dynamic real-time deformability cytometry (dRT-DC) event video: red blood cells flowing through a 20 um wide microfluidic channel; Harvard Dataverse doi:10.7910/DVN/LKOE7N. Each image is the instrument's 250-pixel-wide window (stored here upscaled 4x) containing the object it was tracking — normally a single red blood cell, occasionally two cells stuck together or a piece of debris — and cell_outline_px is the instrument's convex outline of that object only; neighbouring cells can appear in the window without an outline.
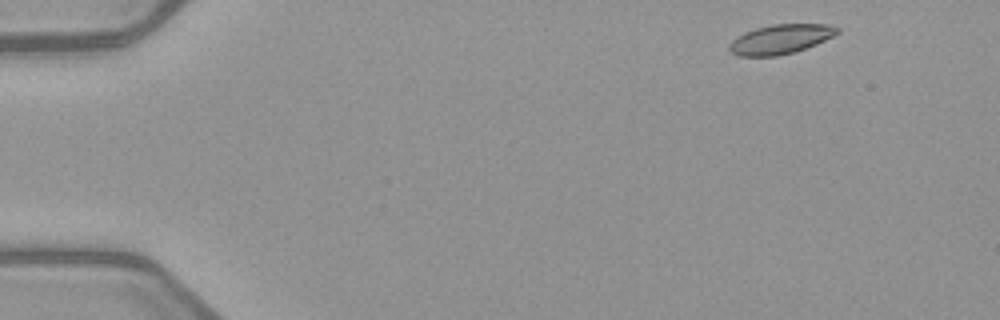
{"species": "common noctule bat (a hibernating species)", "species_latin": "Nyctalus noctula", "temperature_condition": "warm", "stored_images_in_passage": 4, "camera_frame_rate_fps": 3000, "um_per_image_px": 0.085, "animal": {"sex": "female", "body_mass_g": 21.9}, "frame": {"image": 1, "passage_image": 1, "time_ms": 0.0, "image_size_px": [1000, 320], "cell_outline_px": [[840, 32], [816, 44], [792, 52], [776, 56], [736, 56], [728, 48], [728, 44], [736, 36], [744, 32], [756, 28], [772, 24], [828, 24], [840, 28]], "centroid_in_image_um": [66.31, 3.32], "position_along_channel_um": 18.7, "area_um2": 18.5}}
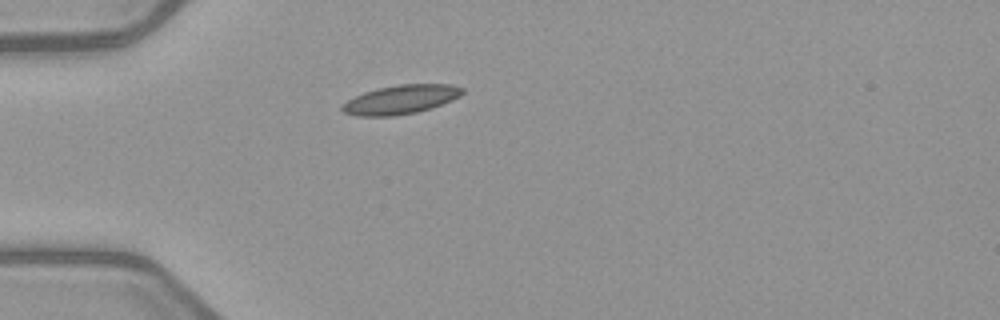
{"frame": {"image": 2, "passage_image": 4, "time_ms": 3.333, "image_size_px": [1000, 320], "cell_outline_px": [[464, 92], [460, 96], [440, 104], [416, 112], [392, 116], [356, 116], [344, 112], [340, 108], [340, 104], [364, 92], [376, 88], [396, 84], [452, 84], [464, 88]], "centroid_in_image_um": [34.03, 8.45], "position_along_channel_um": 51.0, "area_um2": 20.23}}